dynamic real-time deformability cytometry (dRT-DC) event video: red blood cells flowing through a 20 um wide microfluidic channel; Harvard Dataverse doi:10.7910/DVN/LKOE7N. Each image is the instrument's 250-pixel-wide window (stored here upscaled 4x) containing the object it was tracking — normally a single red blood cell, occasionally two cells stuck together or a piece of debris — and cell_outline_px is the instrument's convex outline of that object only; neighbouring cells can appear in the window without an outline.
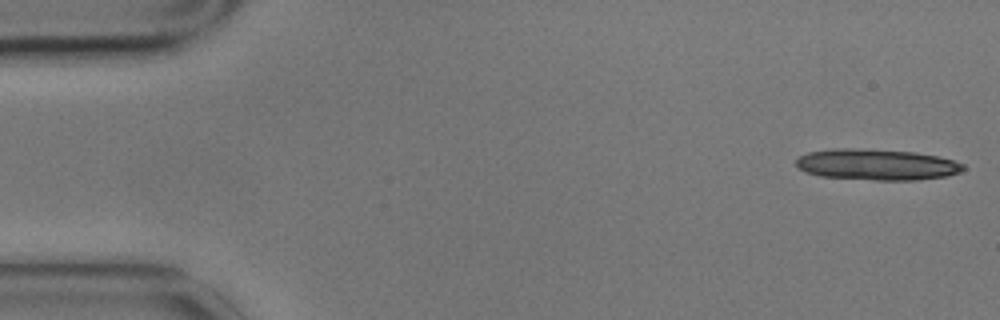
{"species": "common noctule bat (a hibernating species)", "species_latin": "Nyctalus noctula", "temperature_condition": "cold", "stored_images_in_passage": 15, "camera_frame_rate_fps": 3000, "um_per_image_px": 0.085, "animal": {"sex": "male", "body_mass_g": 17.9}, "frame": {"image": 1, "passage_image": 1, "time_ms": 0.0, "image_size_px": [1000, 320], "cell_outline_px": [[964, 168], [960, 172], [948, 176], [916, 180], [872, 180], [820, 176], [804, 172], [796, 164], [796, 160], [800, 156], [808, 152], [832, 148], [852, 148], [916, 152], [936, 156], [952, 160], [964, 164]], "centroid_in_image_um": [74.51, 13.99], "position_along_channel_um": 10.5, "area_um2": 30.29}}
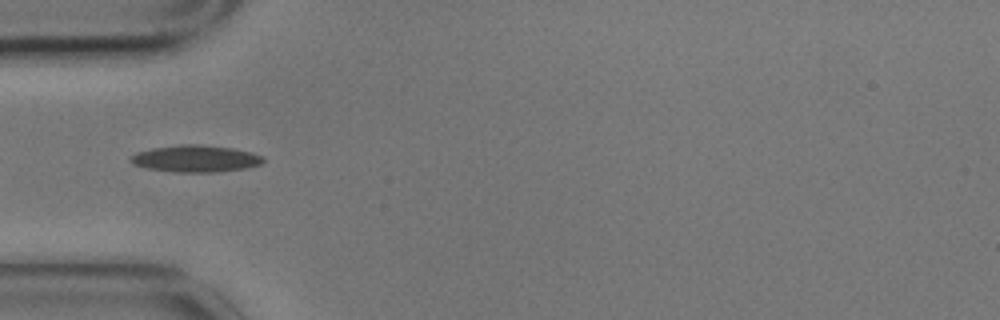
{"frame": {"image": 2, "passage_image": 5, "time_ms": 1.333, "image_size_px": [1000, 320], "cell_outline_px": [[264, 160], [260, 164], [244, 168], [216, 172], [176, 172], [148, 168], [136, 164], [128, 160], [136, 152], [152, 148], [180, 144], [200, 144], [232, 148], [252, 152], [264, 156]], "centroid_in_image_um": [16.64, 13.47], "position_along_channel_um": 68.4, "area_um2": 20.63}}